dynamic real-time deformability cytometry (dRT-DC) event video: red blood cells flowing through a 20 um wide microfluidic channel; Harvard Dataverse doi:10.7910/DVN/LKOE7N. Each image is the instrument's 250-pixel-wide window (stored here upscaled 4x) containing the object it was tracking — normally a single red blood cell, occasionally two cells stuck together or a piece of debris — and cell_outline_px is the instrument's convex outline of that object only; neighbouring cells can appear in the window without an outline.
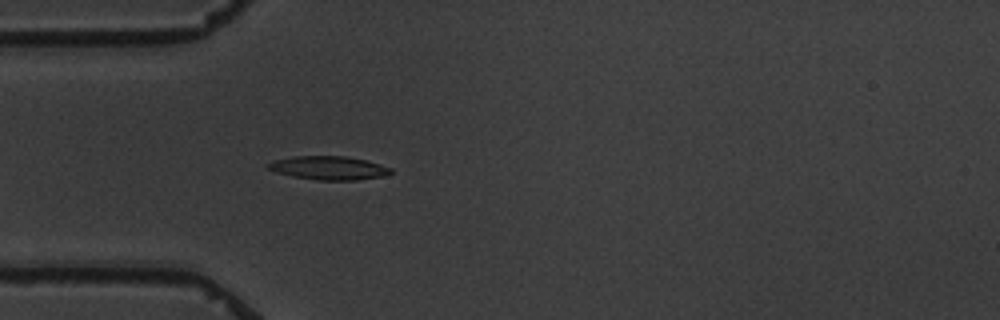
{"species": "common noctule bat (a hibernating species)", "species_latin": "Nyctalus noctula", "temperature_condition": "warm", "stored_images_in_passage": 5, "camera_frame_rate_fps": 3000, "um_per_image_px": 0.085, "animal": {"sex": "male", "body_mass_g": 19.5, "forearm_length_mm": 54.6}, "frame": {"image": 1, "passage_image": 5, "time_ms": 4.667, "image_size_px": [1000, 320], "cell_outline_px": [[392, 172], [384, 176], [356, 180], [316, 180], [292, 176], [276, 172], [268, 168], [264, 164], [272, 160], [296, 156], [344, 156], [364, 160], [380, 164], [392, 168]], "centroid_in_image_um": [27.91, 14.27], "position_along_channel_um": 57.1, "area_um2": 16.88}}